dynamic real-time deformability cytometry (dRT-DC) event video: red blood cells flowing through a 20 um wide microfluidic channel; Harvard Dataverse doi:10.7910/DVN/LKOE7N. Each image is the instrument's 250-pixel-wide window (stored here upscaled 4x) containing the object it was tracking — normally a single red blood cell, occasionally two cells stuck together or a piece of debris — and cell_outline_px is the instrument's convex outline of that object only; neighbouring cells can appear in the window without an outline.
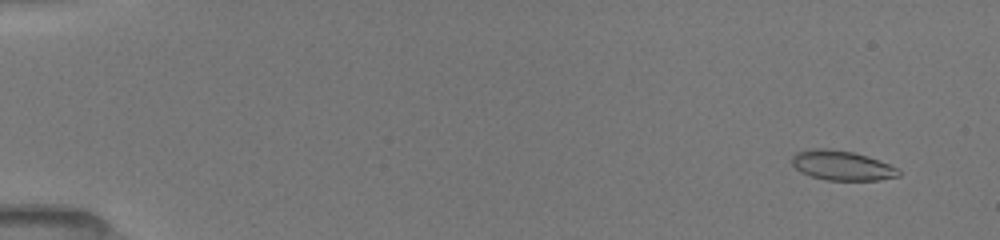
{"species": "common noctule bat (a hibernating species)", "species_latin": "Nyctalus noctula", "temperature_condition": "room temperature", "stored_images_in_passage": 32, "camera_frame_rate_fps": 3000, "um_per_image_px": 0.085, "animal": {"sex": "female", "body_mass_g": 19.5, "forearm_length_mm": 54.1}, "frame": {"image": 1, "passage_image": 4, "time_ms": 1.0, "image_size_px": [1000, 240], "cell_outline_px": [[900, 176], [876, 180], [828, 180], [812, 176], [800, 172], [792, 164], [792, 156], [796, 152], [812, 148], [828, 148], [852, 152], [868, 156], [900, 168]], "centroid_in_image_um": [71.57, 14.06], "position_along_channel_um": 13.4, "area_um2": 18.5}}
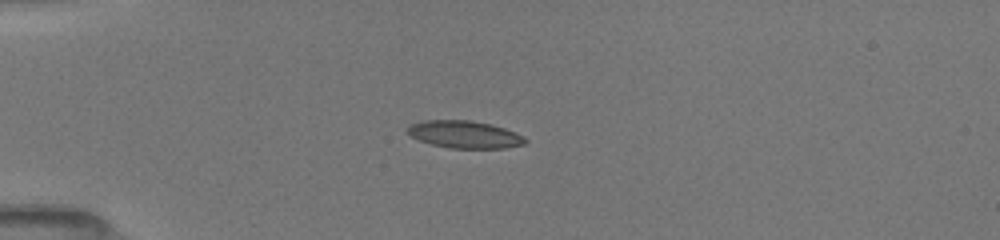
{"frame": {"image": 2, "passage_image": 25, "time_ms": 4.667, "image_size_px": [1000, 240], "cell_outline_px": [[528, 140], [524, 144], [504, 148], [448, 148], [432, 144], [420, 140], [412, 136], [408, 132], [408, 128], [412, 124], [424, 120], [468, 120], [492, 124], [504, 128], [524, 136]], "centroid_in_image_um": [39.53, 11.43], "position_along_channel_um": 45.5, "area_um2": 18.61}}